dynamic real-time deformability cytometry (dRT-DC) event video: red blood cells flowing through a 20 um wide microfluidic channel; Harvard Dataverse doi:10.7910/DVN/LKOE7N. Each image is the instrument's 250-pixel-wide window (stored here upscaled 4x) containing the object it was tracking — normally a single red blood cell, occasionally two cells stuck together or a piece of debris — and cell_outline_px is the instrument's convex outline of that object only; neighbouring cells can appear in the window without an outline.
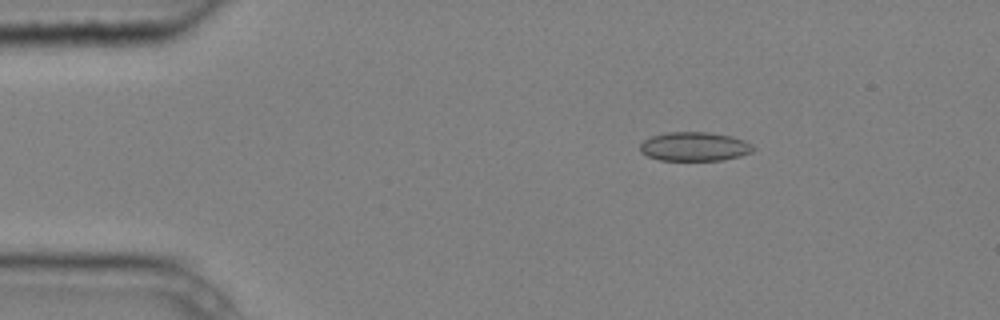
{"species": "common noctule bat (a hibernating species)", "species_latin": "Nyctalus noctula", "temperature_condition": "cold", "stored_images_in_passage": 5, "camera_frame_rate_fps": 3000, "um_per_image_px": 0.085, "animal": {"sex": "male", "body_mass_g": 20.4}, "frame": {"image": 1, "passage_image": 3, "time_ms": 0.667, "image_size_px": [1000, 320], "cell_outline_px": [[756, 148], [752, 152], [740, 156], [720, 160], [660, 160], [648, 156], [640, 152], [640, 144], [644, 140], [652, 136], [668, 132], [708, 132], [732, 136], [744, 140], [752, 144]], "centroid_in_image_um": [59.05, 12.45], "position_along_channel_um": 26.0, "area_um2": 19.13}}
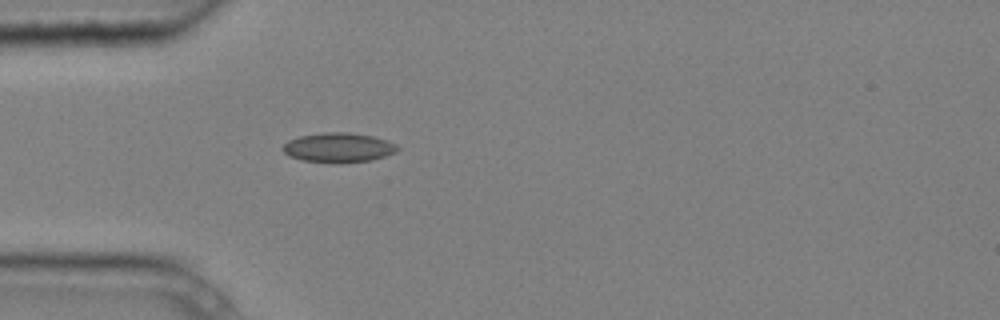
{"frame": {"image": 2, "passage_image": 5, "time_ms": 1.333, "image_size_px": [1000, 320], "cell_outline_px": [[400, 148], [396, 152], [372, 160], [340, 164], [336, 164], [300, 160], [288, 156], [284, 152], [284, 144], [288, 140], [300, 136], [324, 132], [348, 132], [372, 136], [388, 140], [396, 144]], "centroid_in_image_um": [28.78, 12.56], "position_along_channel_um": 56.2, "area_um2": 20.06}}